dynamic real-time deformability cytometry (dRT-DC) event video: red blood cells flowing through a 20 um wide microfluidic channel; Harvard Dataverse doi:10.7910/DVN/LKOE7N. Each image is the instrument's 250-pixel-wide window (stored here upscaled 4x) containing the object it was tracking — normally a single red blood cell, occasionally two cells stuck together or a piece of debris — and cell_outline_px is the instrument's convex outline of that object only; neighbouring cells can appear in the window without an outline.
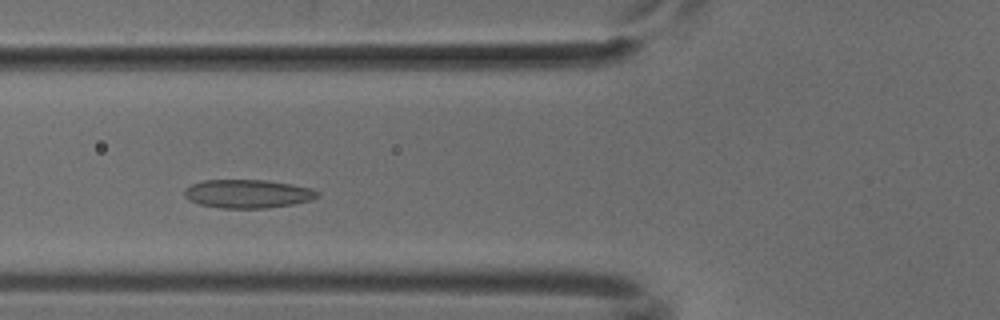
{"species": "common noctule bat (a hibernating species)", "species_latin": "Nyctalus noctula", "temperature_condition": "cold", "stored_images_in_passage": 16, "camera_frame_rate_fps": 3000, "um_per_image_px": 0.085, "animal": {"sex": "male", "body_mass_g": 18.8}, "frame": {"image": 1, "passage_image": 13, "time_ms": 4.0, "image_size_px": [1000, 320], "cell_outline_px": [[320, 196], [312, 200], [292, 204], [264, 208], [220, 208], [200, 204], [188, 200], [184, 196], [184, 188], [192, 184], [204, 180], [264, 180], [312, 188], [320, 192]], "centroid_in_image_um": [21.05, 16.47], "position_along_channel_um": 104.8, "area_um2": 22.08}}
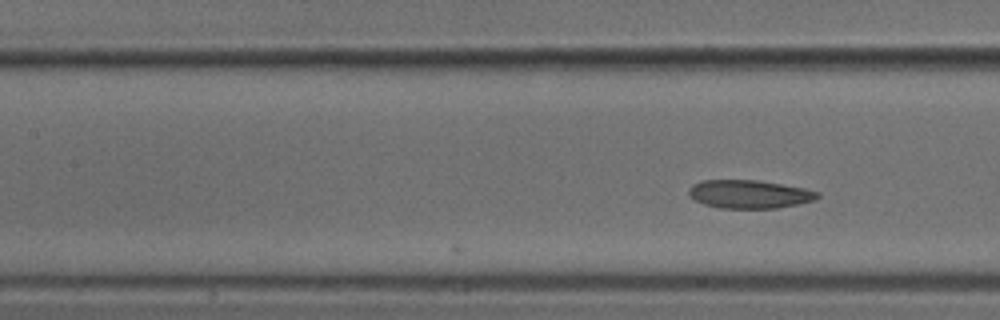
{"frame": {"image": 2, "passage_image": 16, "time_ms": 5.0, "image_size_px": [1000, 320], "cell_outline_px": [[820, 196], [816, 200], [776, 208], [720, 208], [704, 204], [696, 200], [688, 192], [688, 188], [692, 184], [700, 180], [756, 180], [804, 188], [820, 192]], "centroid_in_image_um": [63.69, 16.5], "position_along_channel_um": 143.7, "area_um2": 21.15}}